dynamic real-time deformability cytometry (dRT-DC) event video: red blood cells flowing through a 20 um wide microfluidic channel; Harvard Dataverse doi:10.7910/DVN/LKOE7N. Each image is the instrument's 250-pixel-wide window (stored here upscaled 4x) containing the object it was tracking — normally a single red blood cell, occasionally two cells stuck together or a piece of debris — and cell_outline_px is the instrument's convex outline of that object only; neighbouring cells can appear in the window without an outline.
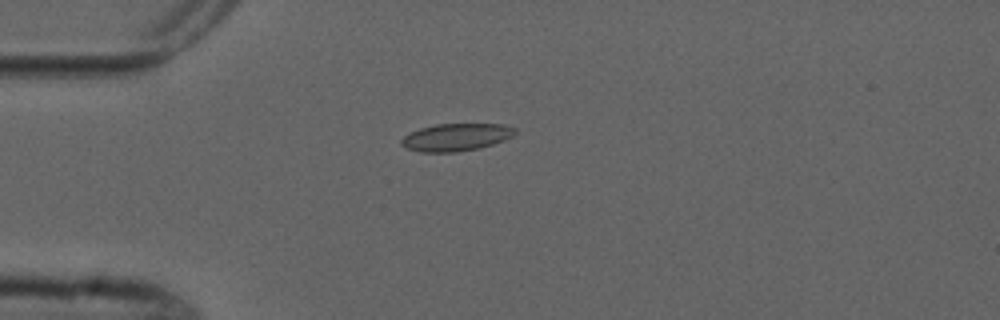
{"species": "common noctule bat (a hibernating species)", "species_latin": "Nyctalus noctula", "temperature_condition": "cold", "stored_images_in_passage": 5, "camera_frame_rate_fps": 3000, "um_per_image_px": 0.085, "animal": {"sex": "male", "forearm_length_mm": 52.5}, "frame": {"image": 1, "passage_image": 5, "time_ms": 4.667, "image_size_px": [1000, 320], "cell_outline_px": [[516, 132], [512, 136], [504, 140], [480, 148], [456, 152], [420, 152], [404, 148], [400, 144], [400, 140], [404, 136], [420, 128], [436, 124], [504, 124], [516, 128]], "centroid_in_image_um": [38.75, 11.67], "position_along_channel_um": 46.3, "area_um2": 18.26}}